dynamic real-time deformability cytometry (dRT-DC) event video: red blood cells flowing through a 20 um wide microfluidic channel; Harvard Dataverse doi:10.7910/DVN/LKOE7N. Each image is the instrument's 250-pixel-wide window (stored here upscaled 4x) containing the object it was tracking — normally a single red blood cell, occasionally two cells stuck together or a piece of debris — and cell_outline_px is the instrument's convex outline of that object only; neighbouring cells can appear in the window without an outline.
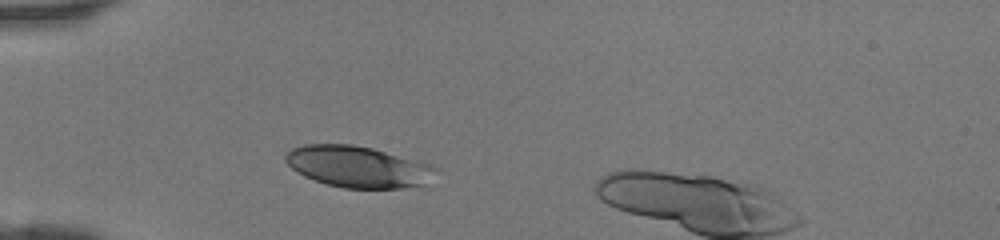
{"species": "human", "species_latin": "Homo sapiens", "temperature_condition": "room temperature", "stored_images_in_passage": 33, "camera_frame_rate_fps": 3000, "um_per_image_px": 0.085, "donor": {"sex": "female"}, "frame": {"image": 1, "passage_image": 5, "time_ms": 1.333, "image_size_px": [1000, 240], "cell_outline_px": [[436, 168], [424, 184], [400, 188], [344, 188], [328, 184], [304, 176], [296, 172], [284, 160], [284, 156], [292, 148], [304, 144], [352, 144], [372, 148], [428, 164]], "centroid_in_image_um": [30.33, 14.16], "position_along_channel_um": 54.7, "area_um2": 35.55}}
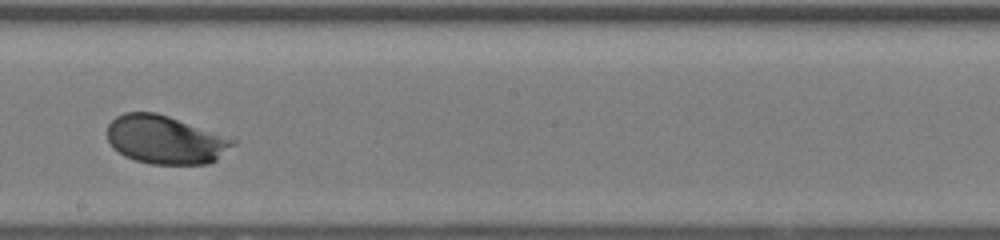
{"frame": {"image": 2, "passage_image": 18, "time_ms": 5.667, "image_size_px": [1000, 240], "cell_outline_px": [[240, 140], [236, 144], [216, 160], [208, 164], [152, 164], [136, 160], [124, 156], [108, 140], [108, 124], [116, 116], [124, 112], [156, 112]], "centroid_in_image_um": [14.1, 11.87], "position_along_channel_um": 234.1, "area_um2": 35.43}}
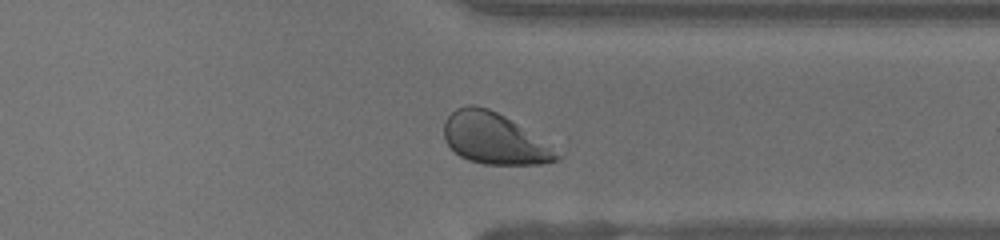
{"frame": {"image": 3, "passage_image": 27, "time_ms": 8.667, "image_size_px": [1000, 240], "cell_outline_px": [[564, 156], [560, 160], [540, 164], [484, 164], [468, 160], [460, 156], [444, 140], [444, 120], [456, 108], [468, 104], [472, 104], [488, 108], [504, 116]], "centroid_in_image_um": [41.96, 11.78], "position_along_channel_um": 369.4, "area_um2": 33.06}}